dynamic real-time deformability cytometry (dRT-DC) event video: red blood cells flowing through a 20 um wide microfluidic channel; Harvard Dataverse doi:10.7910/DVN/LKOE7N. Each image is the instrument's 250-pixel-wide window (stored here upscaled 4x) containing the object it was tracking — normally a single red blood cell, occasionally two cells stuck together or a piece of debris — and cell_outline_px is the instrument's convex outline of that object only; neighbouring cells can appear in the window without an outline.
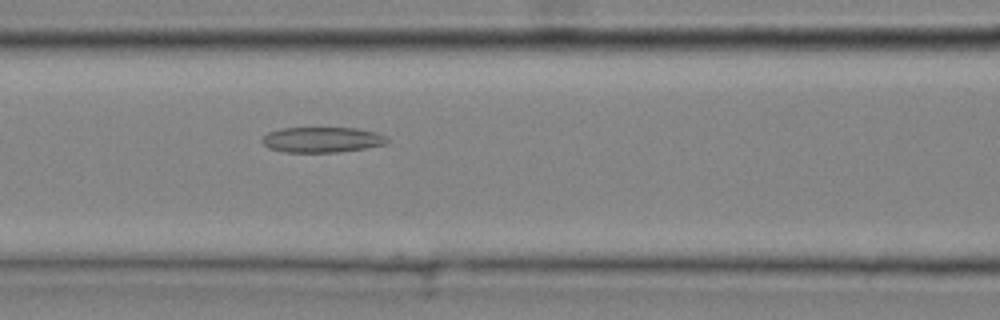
{"species": "common noctule bat (a hibernating species)", "species_latin": "Nyctalus noctula", "temperature_condition": "cold", "stored_images_in_passage": 27, "camera_frame_rate_fps": 3000, "um_per_image_px": 0.085, "animal": {"sex": "male", "body_mass_g": 20.4}, "frame": {"image": 1, "passage_image": 7, "time_ms": 2.0, "image_size_px": [1000, 320], "cell_outline_px": [[388, 144], [364, 148], [336, 152], [284, 152], [268, 148], [260, 140], [268, 132], [280, 128], [356, 128], [376, 132], [388, 136]], "centroid_in_image_um": [27.38, 11.87], "position_along_channel_um": 139.2, "area_um2": 18.61}}
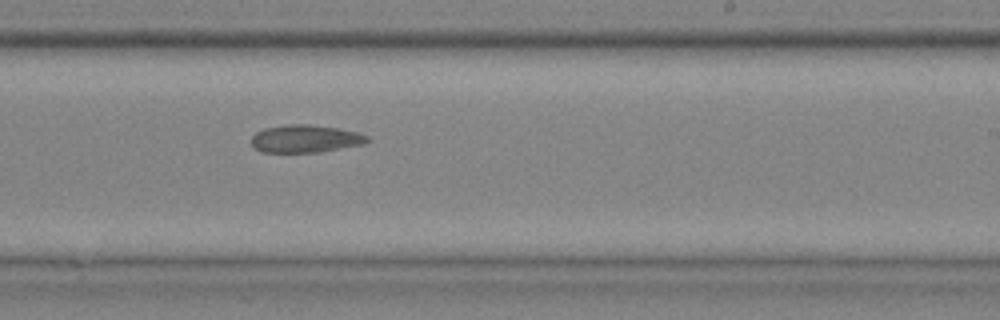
{"frame": {"image": 2, "passage_image": 15, "time_ms": 4.667, "image_size_px": [1000, 320], "cell_outline_px": [[372, 140], [364, 144], [320, 152], [264, 152], [256, 148], [248, 140], [256, 132], [264, 128], [288, 124], [308, 124], [340, 128], [356, 132], [368, 136]], "centroid_in_image_um": [25.97, 11.78], "position_along_channel_um": 263.0, "area_um2": 18.84}}
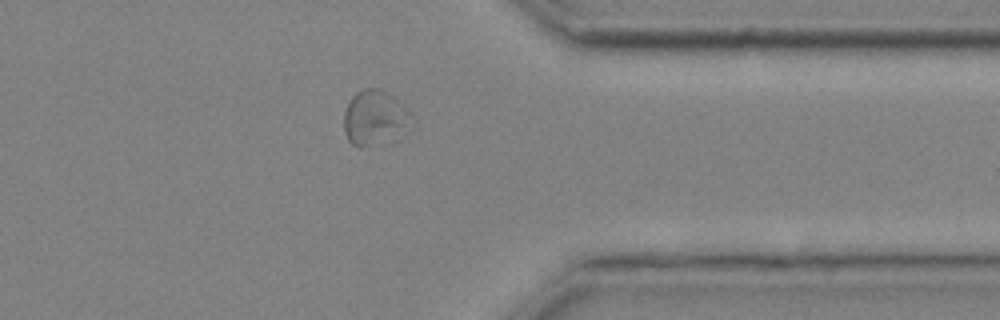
{"frame": {"image": 3, "passage_image": 23, "time_ms": 7.333, "image_size_px": [1000, 320], "cell_outline_px": [[416, 124], [360, 148], [352, 144], [348, 140], [344, 132], [344, 112], [352, 96], [356, 92], [364, 88], [380, 88], [392, 96], [412, 112], [416, 120]], "centroid_in_image_um": [31.85, 9.93], "position_along_channel_um": 379.6, "area_um2": 21.04}}